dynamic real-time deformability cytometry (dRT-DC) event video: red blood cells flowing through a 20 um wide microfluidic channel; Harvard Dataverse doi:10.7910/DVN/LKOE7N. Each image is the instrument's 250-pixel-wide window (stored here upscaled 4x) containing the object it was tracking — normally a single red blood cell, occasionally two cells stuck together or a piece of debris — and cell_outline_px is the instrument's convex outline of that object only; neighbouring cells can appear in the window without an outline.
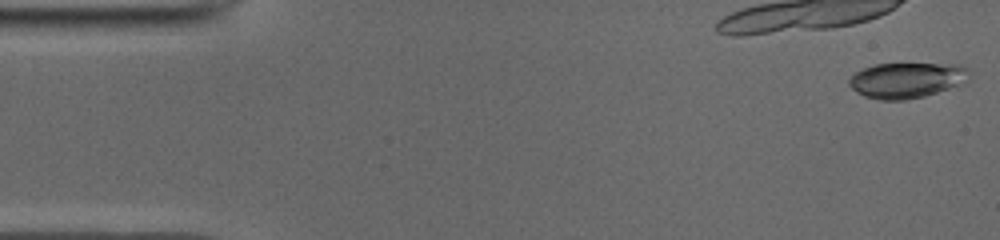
{"species": "common noctule bat (a hibernating species)", "species_latin": "Nyctalus noctula", "temperature_condition": "cold", "stored_images_in_passage": 26, "camera_frame_rate_fps": 3000, "um_per_image_px": 0.085, "animal": {"sex": "male", "body_mass_g": 19.0, "forearm_length_mm": 50.8}, "frame": {"image": 1, "passage_image": 1, "time_ms": 0.0, "image_size_px": [1000, 240], "cell_outline_px": [[968, 80], [948, 88], [924, 96], [904, 100], [880, 100], [864, 96], [856, 92], [848, 84], [848, 80], [856, 72], [864, 68], [876, 64], [956, 64], [964, 68]], "centroid_in_image_um": [76.98, 6.82], "position_along_channel_um": 8.0, "area_um2": 24.33}}
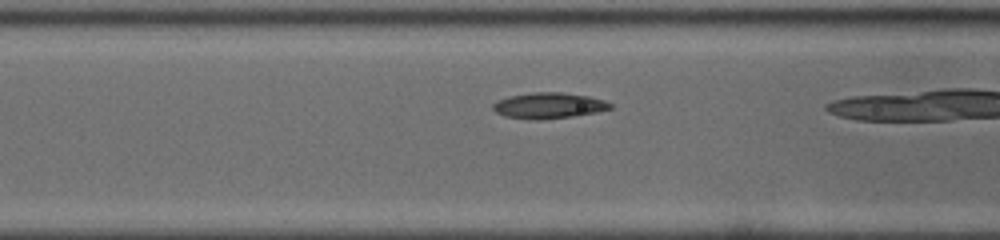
{"frame": {"image": 2, "passage_image": 15, "time_ms": 4.667, "image_size_px": [1000, 240], "cell_outline_px": [[612, 108], [596, 112], [576, 116], [536, 120], [504, 116], [496, 112], [492, 108], [492, 104], [496, 100], [508, 96], [532, 92], [560, 92], [588, 96], [604, 100], [612, 104]], "centroid_in_image_um": [46.61, 8.97], "position_along_channel_um": 120.0, "area_um2": 17.74}}